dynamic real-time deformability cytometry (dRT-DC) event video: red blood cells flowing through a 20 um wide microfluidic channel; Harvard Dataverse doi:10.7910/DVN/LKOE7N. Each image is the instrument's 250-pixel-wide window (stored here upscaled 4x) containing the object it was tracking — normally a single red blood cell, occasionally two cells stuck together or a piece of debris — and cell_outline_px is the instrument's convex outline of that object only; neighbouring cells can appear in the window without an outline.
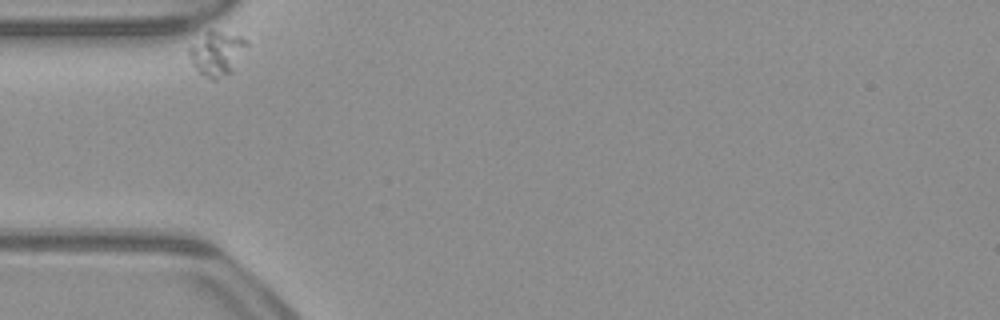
{"species": "common noctule bat (a hibernating species)", "species_latin": "Nyctalus noctula", "temperature_condition": "warm", "stored_images_in_passage": 32, "camera_frame_rate_fps": 3000, "um_per_image_px": 0.085, "animal": {"sex": "male", "body_mass_g": 23.1, "forearm_length_mm": 52.7}, "frame": {"image": 1, "passage_image": 1, "time_ms": 0.0, "image_size_px": [1000, 320], "cell_outline_px": [[248, 44], [232, 72], [216, 80], [200, 72], [192, 64], [188, 52], [188, 48], [208, 28], [212, 28], [240, 36], [248, 40]], "centroid_in_image_um": [18.44, 4.48], "position_along_channel_um": 66.6, "area_um2": 14.91}}
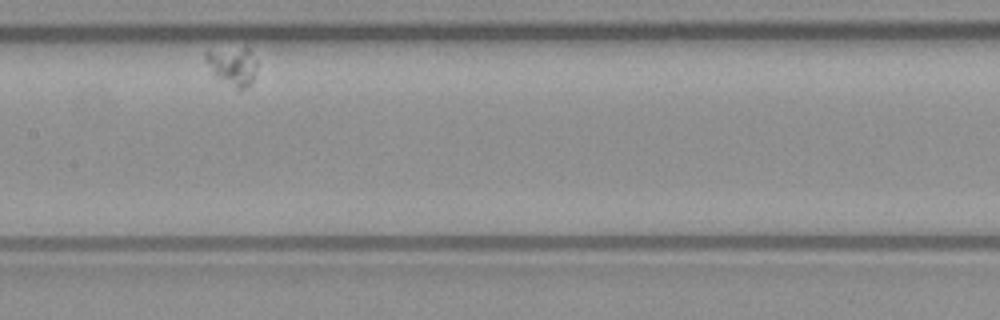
{"frame": {"image": 2, "passage_image": 14, "time_ms": 4.333, "image_size_px": [1000, 320], "cell_outline_px": [[256, 68], [252, 80], [244, 88], [236, 88], [216, 76], [212, 72], [204, 56], [204, 52], [208, 48], [248, 48], [256, 60]], "centroid_in_image_um": [19.72, 5.54], "position_along_channel_um": 187.7, "area_um2": 11.33}}
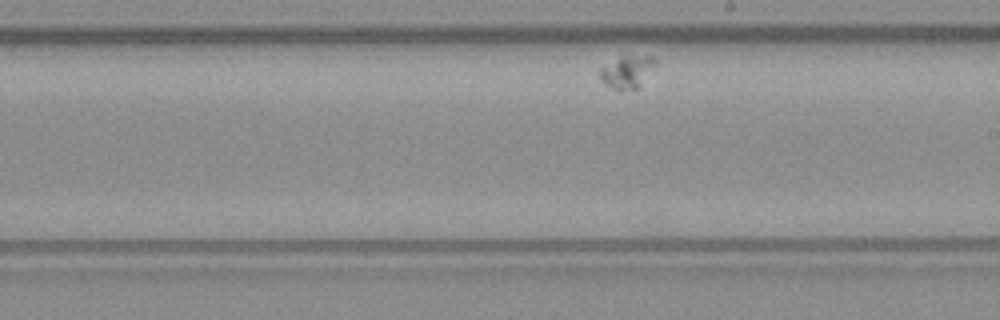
{"frame": {"image": 3, "passage_image": 19, "time_ms": 6.0, "image_size_px": [1000, 320], "cell_outline_px": [[656, 60], [640, 88], [620, 92], [604, 84], [600, 76], [600, 68], [620, 56], [652, 56]], "centroid_in_image_um": [53.28, 6.15], "position_along_channel_um": 235.7, "area_um2": 10.46}}